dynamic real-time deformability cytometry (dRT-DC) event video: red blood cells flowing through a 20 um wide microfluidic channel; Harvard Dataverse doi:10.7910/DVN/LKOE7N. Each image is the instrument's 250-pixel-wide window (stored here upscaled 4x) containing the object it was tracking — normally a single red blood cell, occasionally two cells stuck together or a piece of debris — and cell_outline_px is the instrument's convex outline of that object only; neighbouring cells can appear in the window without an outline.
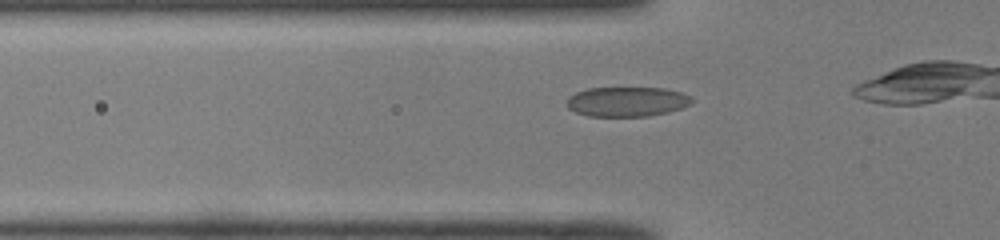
{"species": "common noctule bat (a hibernating species)", "species_latin": "Nyctalus noctula", "temperature_condition": "room temperature", "stored_images_in_passage": 9, "camera_frame_rate_fps": 3000, "um_per_image_px": 0.085, "animal": {"sex": "male", "body_mass_g": 19.0, "forearm_length_mm": 50.8}, "frame": {"image": 1, "passage_image": 4, "time_ms": 1.0, "image_size_px": [1000, 240], "cell_outline_px": [[692, 104], [668, 112], [648, 116], [588, 116], [576, 112], [568, 108], [564, 104], [568, 96], [576, 92], [588, 88], [664, 88], [680, 92], [692, 96]], "centroid_in_image_um": [53.26, 8.64], "position_along_channel_um": 72.5, "area_um2": 21.79}}
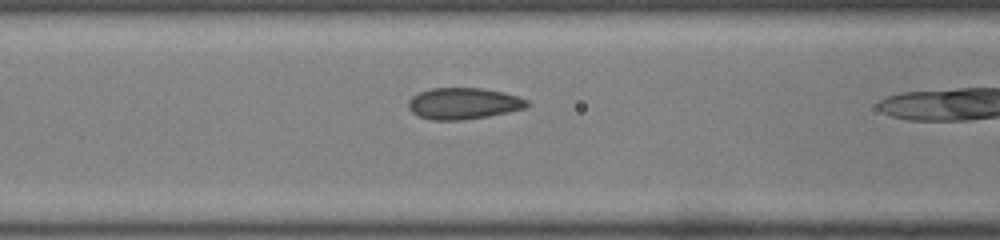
{"frame": {"image": 2, "passage_image": 8, "time_ms": 2.333, "image_size_px": [1000, 240], "cell_outline_px": [[532, 104], [524, 108], [508, 112], [488, 116], [464, 120], [432, 120], [420, 116], [412, 112], [408, 108], [408, 100], [412, 96], [420, 92], [432, 88], [480, 88], [504, 92], [528, 100]], "centroid_in_image_um": [39.4, 8.8], "position_along_channel_um": 127.2, "area_um2": 21.73}}